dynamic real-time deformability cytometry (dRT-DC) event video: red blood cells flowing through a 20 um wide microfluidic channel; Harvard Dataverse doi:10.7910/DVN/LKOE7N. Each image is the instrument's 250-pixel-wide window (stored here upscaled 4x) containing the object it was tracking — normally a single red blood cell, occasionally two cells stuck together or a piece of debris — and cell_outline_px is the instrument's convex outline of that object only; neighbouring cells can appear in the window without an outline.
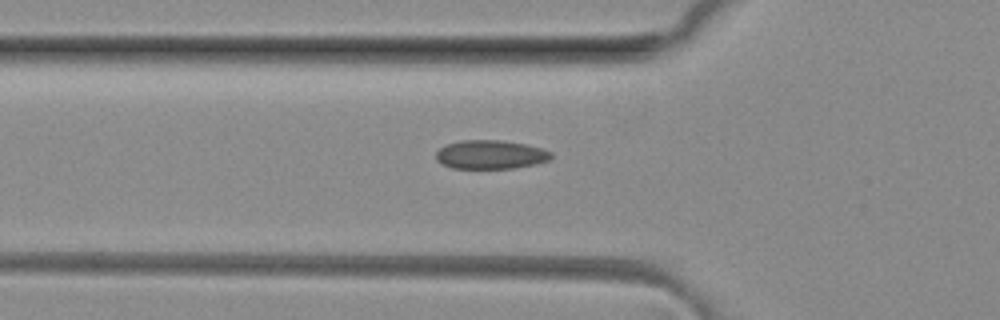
{"species": "common noctule bat (a hibernating species)", "species_latin": "Nyctalus noctula", "temperature_condition": "room temperature", "stored_images_in_passage": 34, "segment_of_instrument_passage": [1, 2], "camera_frame_rate_fps": 3000, "um_per_image_px": 0.085, "animal": {"sex": "female", "body_mass_g": 29.2, "forearm_length_mm": 56.3}, "frame": {"image": 1, "passage_image": 2, "time_ms": 0.333, "image_size_px": [1000, 320], "cell_outline_px": [[552, 156], [548, 160], [536, 164], [516, 168], [452, 168], [440, 164], [436, 160], [436, 152], [440, 148], [448, 144], [460, 140], [500, 140], [524, 144], [540, 148], [552, 152]], "centroid_in_image_um": [41.67, 13.14], "position_along_channel_um": 84.1, "area_um2": 19.31}}
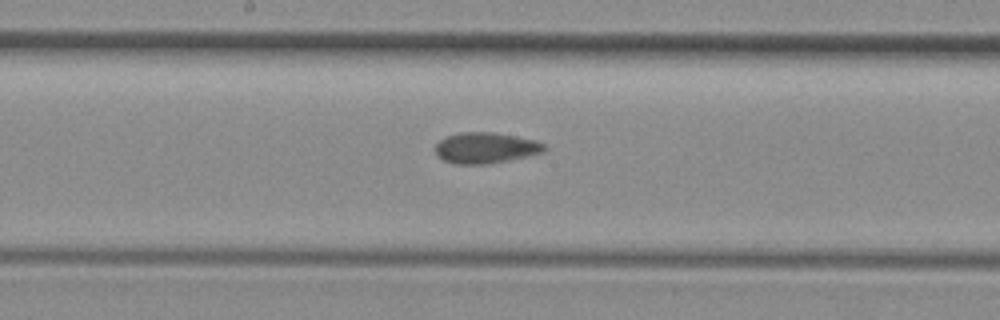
{"frame": {"image": 2, "passage_image": 11, "time_ms": 3.333, "image_size_px": [1000, 320], "cell_outline_px": [[548, 148], [544, 152], [508, 160], [484, 164], [456, 164], [444, 160], [436, 156], [436, 144], [444, 136], [460, 132], [492, 132], [516, 136], [536, 140], [544, 144]], "centroid_in_image_um": [41.27, 12.56], "position_along_channel_um": 206.9, "area_um2": 19.65}}
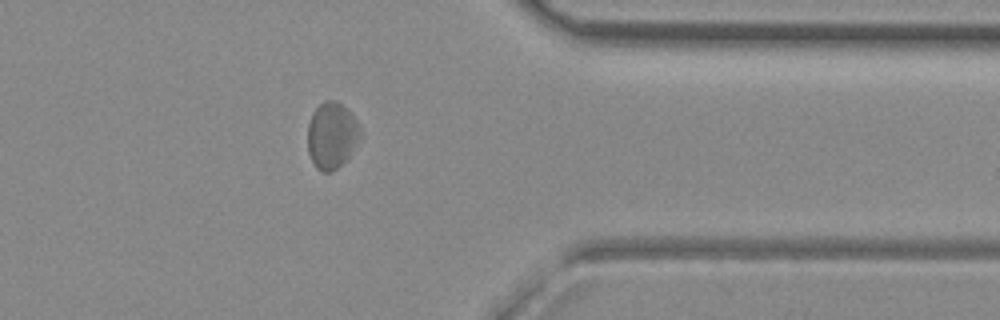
{"frame": {"image": 3, "passage_image": 25, "time_ms": 8.0, "image_size_px": [1000, 320], "cell_outline_px": [[360, 136], [348, 156], [332, 172], [324, 172], [316, 168], [308, 152], [308, 124], [312, 112], [324, 100], [336, 100], [356, 120], [360, 128]], "centroid_in_image_um": [28.16, 11.5], "position_along_channel_um": 383.2, "area_um2": 19.88}}